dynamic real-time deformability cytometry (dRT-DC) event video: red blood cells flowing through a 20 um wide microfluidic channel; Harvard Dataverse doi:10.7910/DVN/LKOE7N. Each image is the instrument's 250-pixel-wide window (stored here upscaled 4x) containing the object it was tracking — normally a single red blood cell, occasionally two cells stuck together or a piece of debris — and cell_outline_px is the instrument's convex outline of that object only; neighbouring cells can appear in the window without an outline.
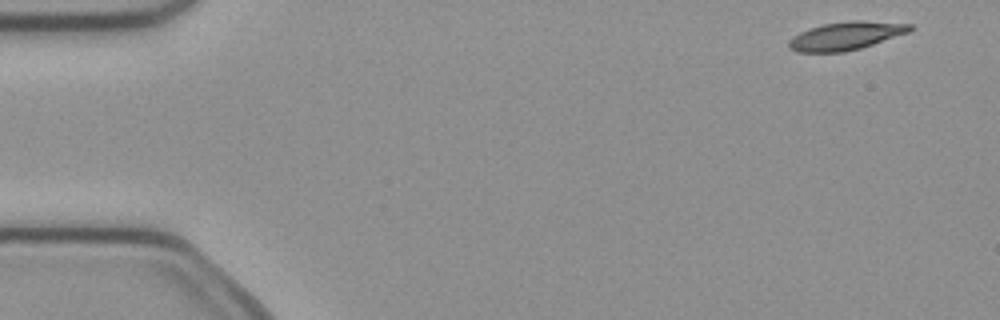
{"species": "common noctule bat (a hibernating species)", "species_latin": "Nyctalus noctula", "temperature_condition": "cold", "stored_images_in_passage": 4, "camera_frame_rate_fps": 3000, "um_per_image_px": 0.085, "animal": {"sex": "female", "body_mass_g": 21.9}, "frame": {"image": 1, "passage_image": 1, "time_ms": 0.0, "image_size_px": [1000, 320], "cell_outline_px": [[912, 28], [908, 32], [860, 48], [844, 52], [796, 52], [788, 48], [788, 40], [792, 36], [800, 32], [824, 24], [852, 20], [860, 20], [912, 24]], "centroid_in_image_um": [71.85, 3.05], "position_along_channel_um": 13.1, "area_um2": 19.65}}
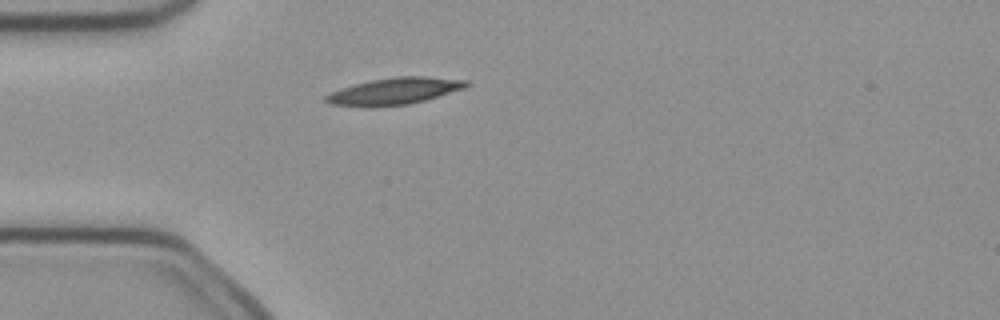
{"frame": {"image": 2, "passage_image": 4, "time_ms": 1.0, "image_size_px": [1000, 320], "cell_outline_px": [[472, 84], [464, 88], [424, 100], [408, 104], [372, 108], [368, 108], [332, 104], [324, 100], [324, 96], [340, 88], [368, 80], [396, 76], [424, 76], [468, 80]], "centroid_in_image_um": [33.49, 7.75], "position_along_channel_um": 51.5, "area_um2": 22.14}}